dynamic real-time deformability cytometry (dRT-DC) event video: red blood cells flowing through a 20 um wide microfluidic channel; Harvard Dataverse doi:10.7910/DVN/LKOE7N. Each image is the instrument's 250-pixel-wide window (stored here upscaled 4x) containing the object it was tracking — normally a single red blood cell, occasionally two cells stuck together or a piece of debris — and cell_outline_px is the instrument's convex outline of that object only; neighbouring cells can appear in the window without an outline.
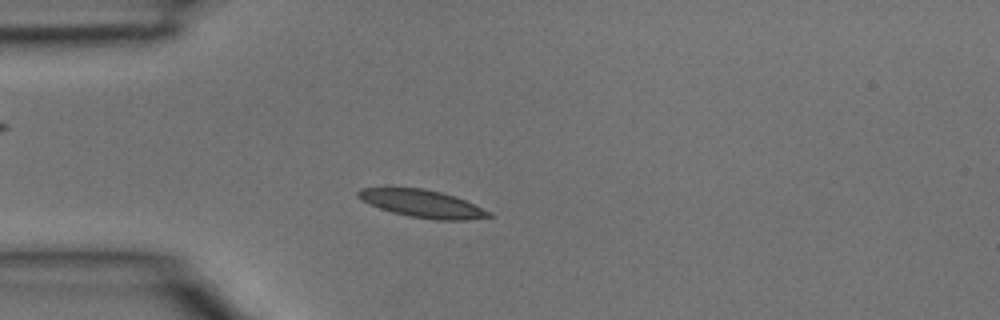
{"species": "common noctule bat (a hibernating species)", "species_latin": "Nyctalus noctula", "temperature_condition": "room temperature", "stored_images_in_passage": 36, "camera_frame_rate_fps": 3000, "um_per_image_px": 0.085, "animal": {"sex": "male", "body_mass_g": 15.6}, "frame": {"image": 1, "passage_image": 7, "time_ms": 2.0, "image_size_px": [1000, 320], "cell_outline_px": [[496, 216], [468, 220], [436, 220], [408, 216], [392, 212], [368, 204], [356, 196], [356, 192], [360, 188], [392, 184], [424, 188], [440, 192], [464, 200], [492, 212]], "centroid_in_image_um": [35.8, 17.26], "position_along_channel_um": 49.2, "area_um2": 21.91}}
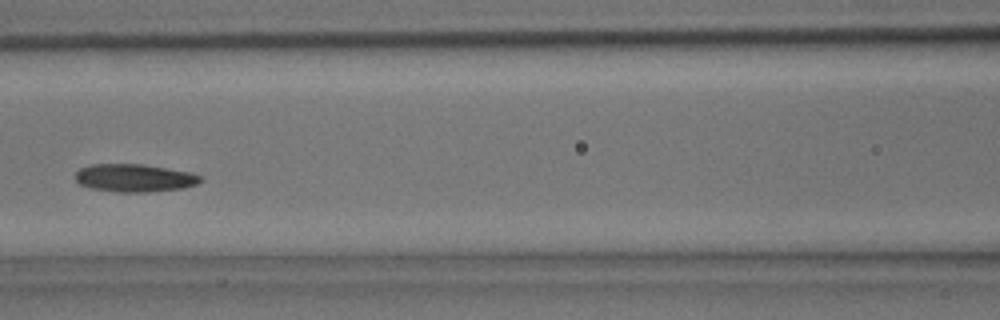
{"frame": {"image": 2, "passage_image": 14, "time_ms": 4.333, "image_size_px": [1000, 320], "cell_outline_px": [[204, 180], [196, 184], [184, 188], [148, 192], [120, 192], [88, 188], [80, 184], [76, 180], [76, 172], [80, 168], [92, 164], [144, 164], [192, 172], [204, 176]], "centroid_in_image_um": [11.48, 15.12], "position_along_channel_um": 155.1, "area_um2": 20.58}}
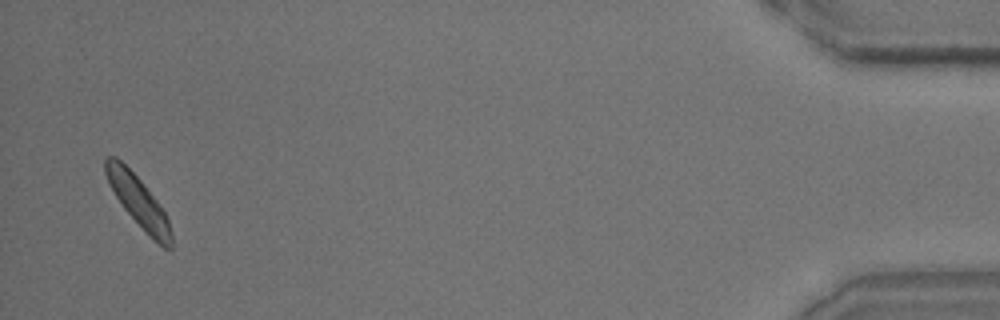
{"frame": {"image": 3, "passage_image": 35, "time_ms": 11.333, "image_size_px": [1000, 320], "cell_outline_px": [[172, 248], [164, 248], [124, 208], [116, 196], [104, 172], [104, 160], [108, 156], [116, 156], [140, 180], [156, 200], [164, 212], [168, 220], [172, 232]], "centroid_in_image_um": [11.75, 17.07], "position_along_channel_um": 423.5, "area_um2": 18.5}}